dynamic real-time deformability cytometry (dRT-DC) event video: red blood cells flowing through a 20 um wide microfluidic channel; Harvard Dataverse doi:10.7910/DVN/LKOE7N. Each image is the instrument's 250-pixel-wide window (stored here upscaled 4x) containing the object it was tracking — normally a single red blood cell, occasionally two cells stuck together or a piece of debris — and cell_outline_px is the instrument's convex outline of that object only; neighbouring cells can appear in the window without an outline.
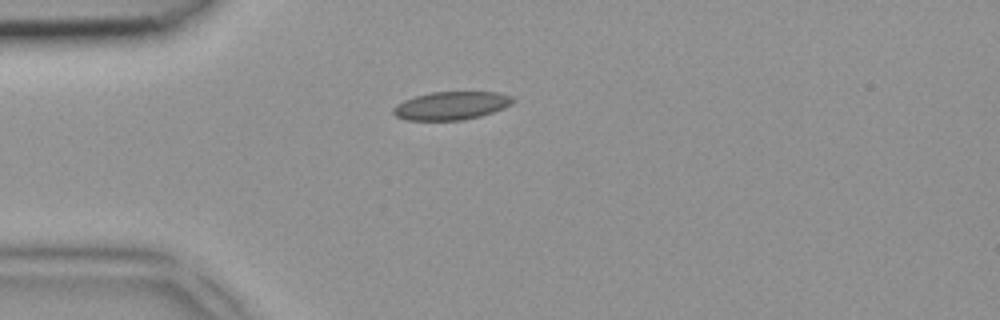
{"species": "common noctule bat (a hibernating species)", "species_latin": "Nyctalus noctula", "temperature_condition": "room temperature", "stored_images_in_passage": 1, "camera_frame_rate_fps": 3000, "um_per_image_px": 0.085, "animal": {"sex": "female", "body_mass_g": 18.4}, "frame": {"image": 1, "passage_image": 1, "time_ms": 0.0, "image_size_px": [1000, 320], "cell_outline_px": [[516, 100], [512, 104], [504, 108], [480, 116], [464, 120], [404, 120], [396, 116], [392, 112], [392, 108], [396, 104], [404, 100], [416, 96], [432, 92], [496, 92], [512, 96]], "centroid_in_image_um": [38.35, 8.98], "position_along_channel_um": 46.6, "area_um2": 19.71}}